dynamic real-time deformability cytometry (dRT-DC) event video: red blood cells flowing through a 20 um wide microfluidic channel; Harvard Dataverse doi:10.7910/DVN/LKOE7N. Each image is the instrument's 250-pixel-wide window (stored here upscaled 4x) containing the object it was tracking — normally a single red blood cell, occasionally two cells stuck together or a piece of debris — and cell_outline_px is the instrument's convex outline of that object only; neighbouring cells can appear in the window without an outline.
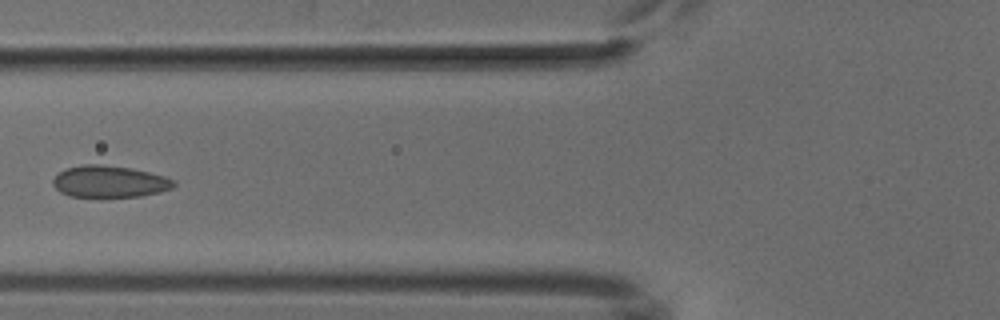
{"species": "common noctule bat (a hibernating species)", "species_latin": "Nyctalus noctula", "temperature_condition": "cold", "stored_images_in_passage": 4, "camera_frame_rate_fps": 3000, "um_per_image_px": 0.085, "animal": {"sex": "male", "body_mass_g": 18.8}, "frame": {"image": 1, "passage_image": 4, "time_ms": 3.333, "image_size_px": [1000, 320], "cell_outline_px": [[176, 184], [172, 188], [160, 192], [140, 196], [68, 196], [60, 192], [52, 184], [52, 180], [60, 172], [68, 168], [84, 164], [100, 164], [132, 168], [164, 176], [176, 180]], "centroid_in_image_um": [9.33, 15.43], "position_along_channel_um": 116.5, "area_um2": 22.2}}